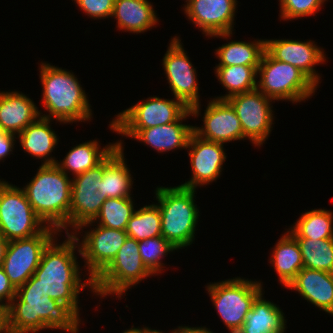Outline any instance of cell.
<instances>
[{"instance_id":"1","label":"cell","mask_w":333,"mask_h":333,"mask_svg":"<svg viewBox=\"0 0 333 333\" xmlns=\"http://www.w3.org/2000/svg\"><path fill=\"white\" fill-rule=\"evenodd\" d=\"M66 235L67 239L62 244L55 243V239L48 244L34 275L16 291L48 294L51 299L68 305L79 316L78 295L86 286H90L94 293V282L91 278L81 282L80 266L74 254L76 248L80 249V239L72 233Z\"/></svg>"},{"instance_id":"2","label":"cell","mask_w":333,"mask_h":333,"mask_svg":"<svg viewBox=\"0 0 333 333\" xmlns=\"http://www.w3.org/2000/svg\"><path fill=\"white\" fill-rule=\"evenodd\" d=\"M79 318L68 305L38 291H16L8 306L10 333H36L50 328L78 333Z\"/></svg>"},{"instance_id":"3","label":"cell","mask_w":333,"mask_h":333,"mask_svg":"<svg viewBox=\"0 0 333 333\" xmlns=\"http://www.w3.org/2000/svg\"><path fill=\"white\" fill-rule=\"evenodd\" d=\"M72 180L57 165H41L23 188L36 215L61 232L70 227Z\"/></svg>"},{"instance_id":"4","label":"cell","mask_w":333,"mask_h":333,"mask_svg":"<svg viewBox=\"0 0 333 333\" xmlns=\"http://www.w3.org/2000/svg\"><path fill=\"white\" fill-rule=\"evenodd\" d=\"M40 65L43 107L49 112L48 115L40 116L50 120L54 118L60 123L90 120L91 105L73 72L49 63L43 62Z\"/></svg>"},{"instance_id":"5","label":"cell","mask_w":333,"mask_h":333,"mask_svg":"<svg viewBox=\"0 0 333 333\" xmlns=\"http://www.w3.org/2000/svg\"><path fill=\"white\" fill-rule=\"evenodd\" d=\"M156 204L161 214L162 236L176 249L190 246L194 239L199 210L194 203L195 189L182 186L158 187Z\"/></svg>"},{"instance_id":"6","label":"cell","mask_w":333,"mask_h":333,"mask_svg":"<svg viewBox=\"0 0 333 333\" xmlns=\"http://www.w3.org/2000/svg\"><path fill=\"white\" fill-rule=\"evenodd\" d=\"M258 74L257 89L272 100L301 102L317 89V85L299 68L274 59L266 50Z\"/></svg>"},{"instance_id":"7","label":"cell","mask_w":333,"mask_h":333,"mask_svg":"<svg viewBox=\"0 0 333 333\" xmlns=\"http://www.w3.org/2000/svg\"><path fill=\"white\" fill-rule=\"evenodd\" d=\"M214 307L230 333H237L245 322L255 298L261 293V282L233 278L207 286Z\"/></svg>"},{"instance_id":"8","label":"cell","mask_w":333,"mask_h":333,"mask_svg":"<svg viewBox=\"0 0 333 333\" xmlns=\"http://www.w3.org/2000/svg\"><path fill=\"white\" fill-rule=\"evenodd\" d=\"M153 273L145 266L140 257L138 241L127 237L109 266L93 281L95 295L101 297L115 295L121 298L129 287Z\"/></svg>"},{"instance_id":"9","label":"cell","mask_w":333,"mask_h":333,"mask_svg":"<svg viewBox=\"0 0 333 333\" xmlns=\"http://www.w3.org/2000/svg\"><path fill=\"white\" fill-rule=\"evenodd\" d=\"M43 224L24 190L5 181L0 187V233L8 241L28 238L39 234Z\"/></svg>"},{"instance_id":"10","label":"cell","mask_w":333,"mask_h":333,"mask_svg":"<svg viewBox=\"0 0 333 333\" xmlns=\"http://www.w3.org/2000/svg\"><path fill=\"white\" fill-rule=\"evenodd\" d=\"M58 232L57 229L46 226L32 237L9 241L2 267L15 289L34 275L43 251Z\"/></svg>"},{"instance_id":"11","label":"cell","mask_w":333,"mask_h":333,"mask_svg":"<svg viewBox=\"0 0 333 333\" xmlns=\"http://www.w3.org/2000/svg\"><path fill=\"white\" fill-rule=\"evenodd\" d=\"M103 174L104 160L72 179L70 225L74 231L85 223L93 222L107 199Z\"/></svg>"},{"instance_id":"12","label":"cell","mask_w":333,"mask_h":333,"mask_svg":"<svg viewBox=\"0 0 333 333\" xmlns=\"http://www.w3.org/2000/svg\"><path fill=\"white\" fill-rule=\"evenodd\" d=\"M178 38H172L163 58V67L174 97L191 109L192 116L196 117L200 111L196 70Z\"/></svg>"},{"instance_id":"13","label":"cell","mask_w":333,"mask_h":333,"mask_svg":"<svg viewBox=\"0 0 333 333\" xmlns=\"http://www.w3.org/2000/svg\"><path fill=\"white\" fill-rule=\"evenodd\" d=\"M235 109L241 122L243 135L255 146L264 143L271 132L273 124L272 99L258 89L233 95L226 99Z\"/></svg>"},{"instance_id":"14","label":"cell","mask_w":333,"mask_h":333,"mask_svg":"<svg viewBox=\"0 0 333 333\" xmlns=\"http://www.w3.org/2000/svg\"><path fill=\"white\" fill-rule=\"evenodd\" d=\"M149 97L120 112L115 129H146L179 120L189 108L180 100Z\"/></svg>"},{"instance_id":"15","label":"cell","mask_w":333,"mask_h":333,"mask_svg":"<svg viewBox=\"0 0 333 333\" xmlns=\"http://www.w3.org/2000/svg\"><path fill=\"white\" fill-rule=\"evenodd\" d=\"M85 233L77 251L85 259L89 278L94 281L116 257L128 235L125 230L110 229L101 225Z\"/></svg>"},{"instance_id":"16","label":"cell","mask_w":333,"mask_h":333,"mask_svg":"<svg viewBox=\"0 0 333 333\" xmlns=\"http://www.w3.org/2000/svg\"><path fill=\"white\" fill-rule=\"evenodd\" d=\"M237 0H190L185 14L198 28L210 37H230Z\"/></svg>"},{"instance_id":"17","label":"cell","mask_w":333,"mask_h":333,"mask_svg":"<svg viewBox=\"0 0 333 333\" xmlns=\"http://www.w3.org/2000/svg\"><path fill=\"white\" fill-rule=\"evenodd\" d=\"M223 144L200 138L194 132L191 134L187 148L190 150L192 178L180 186L195 189L215 181L221 174L226 160Z\"/></svg>"},{"instance_id":"18","label":"cell","mask_w":333,"mask_h":333,"mask_svg":"<svg viewBox=\"0 0 333 333\" xmlns=\"http://www.w3.org/2000/svg\"><path fill=\"white\" fill-rule=\"evenodd\" d=\"M203 123V127L193 128V132L202 139L221 144L246 140L236 111L227 100H211L204 112Z\"/></svg>"},{"instance_id":"19","label":"cell","mask_w":333,"mask_h":333,"mask_svg":"<svg viewBox=\"0 0 333 333\" xmlns=\"http://www.w3.org/2000/svg\"><path fill=\"white\" fill-rule=\"evenodd\" d=\"M192 116L189 109L179 120L165 125L146 129H115L114 119L110 123V129L123 136L132 137L150 145L158 152H167L176 148H186L194 126L182 124L188 116Z\"/></svg>"},{"instance_id":"20","label":"cell","mask_w":333,"mask_h":333,"mask_svg":"<svg viewBox=\"0 0 333 333\" xmlns=\"http://www.w3.org/2000/svg\"><path fill=\"white\" fill-rule=\"evenodd\" d=\"M265 50L276 60L289 63L304 72L316 85L320 77L316 73V64L325 62L324 51L314 42L297 40H266Z\"/></svg>"},{"instance_id":"21","label":"cell","mask_w":333,"mask_h":333,"mask_svg":"<svg viewBox=\"0 0 333 333\" xmlns=\"http://www.w3.org/2000/svg\"><path fill=\"white\" fill-rule=\"evenodd\" d=\"M286 288L333 315V273L303 267Z\"/></svg>"},{"instance_id":"22","label":"cell","mask_w":333,"mask_h":333,"mask_svg":"<svg viewBox=\"0 0 333 333\" xmlns=\"http://www.w3.org/2000/svg\"><path fill=\"white\" fill-rule=\"evenodd\" d=\"M37 108L23 93L0 92V130L20 134L40 116Z\"/></svg>"},{"instance_id":"23","label":"cell","mask_w":333,"mask_h":333,"mask_svg":"<svg viewBox=\"0 0 333 333\" xmlns=\"http://www.w3.org/2000/svg\"><path fill=\"white\" fill-rule=\"evenodd\" d=\"M49 124L50 119L39 116L17 136L24 151L37 159H45L42 165H54L58 161L49 157L58 144L57 135Z\"/></svg>"},{"instance_id":"24","label":"cell","mask_w":333,"mask_h":333,"mask_svg":"<svg viewBox=\"0 0 333 333\" xmlns=\"http://www.w3.org/2000/svg\"><path fill=\"white\" fill-rule=\"evenodd\" d=\"M112 16L120 30L142 33L157 24L158 17L148 0H115Z\"/></svg>"},{"instance_id":"25","label":"cell","mask_w":333,"mask_h":333,"mask_svg":"<svg viewBox=\"0 0 333 333\" xmlns=\"http://www.w3.org/2000/svg\"><path fill=\"white\" fill-rule=\"evenodd\" d=\"M262 292L255 298L251 311L237 333H284V313L271 301H266Z\"/></svg>"},{"instance_id":"26","label":"cell","mask_w":333,"mask_h":333,"mask_svg":"<svg viewBox=\"0 0 333 333\" xmlns=\"http://www.w3.org/2000/svg\"><path fill=\"white\" fill-rule=\"evenodd\" d=\"M121 140L117 147L104 159L103 180L106 198L131 197L132 176L124 159Z\"/></svg>"},{"instance_id":"27","label":"cell","mask_w":333,"mask_h":333,"mask_svg":"<svg viewBox=\"0 0 333 333\" xmlns=\"http://www.w3.org/2000/svg\"><path fill=\"white\" fill-rule=\"evenodd\" d=\"M270 263L285 288L304 267L302 254L297 240L287 231L277 242Z\"/></svg>"},{"instance_id":"28","label":"cell","mask_w":333,"mask_h":333,"mask_svg":"<svg viewBox=\"0 0 333 333\" xmlns=\"http://www.w3.org/2000/svg\"><path fill=\"white\" fill-rule=\"evenodd\" d=\"M99 147L97 140L79 144L69 150L61 163L57 161L55 165L66 175L68 171L73 172L74 176L82 174L100 164L117 147V143H111L102 149Z\"/></svg>"},{"instance_id":"29","label":"cell","mask_w":333,"mask_h":333,"mask_svg":"<svg viewBox=\"0 0 333 333\" xmlns=\"http://www.w3.org/2000/svg\"><path fill=\"white\" fill-rule=\"evenodd\" d=\"M215 72L219 82L229 91L224 96L216 97L218 100L257 89L258 66H217Z\"/></svg>"},{"instance_id":"30","label":"cell","mask_w":333,"mask_h":333,"mask_svg":"<svg viewBox=\"0 0 333 333\" xmlns=\"http://www.w3.org/2000/svg\"><path fill=\"white\" fill-rule=\"evenodd\" d=\"M265 51V40L254 42L231 41L216 50L220 62L217 66H259Z\"/></svg>"},{"instance_id":"31","label":"cell","mask_w":333,"mask_h":333,"mask_svg":"<svg viewBox=\"0 0 333 333\" xmlns=\"http://www.w3.org/2000/svg\"><path fill=\"white\" fill-rule=\"evenodd\" d=\"M332 214V212L325 209L305 212L288 232L294 238H310L314 240L333 238Z\"/></svg>"},{"instance_id":"32","label":"cell","mask_w":333,"mask_h":333,"mask_svg":"<svg viewBox=\"0 0 333 333\" xmlns=\"http://www.w3.org/2000/svg\"><path fill=\"white\" fill-rule=\"evenodd\" d=\"M305 268L333 273V238H295Z\"/></svg>"},{"instance_id":"33","label":"cell","mask_w":333,"mask_h":333,"mask_svg":"<svg viewBox=\"0 0 333 333\" xmlns=\"http://www.w3.org/2000/svg\"><path fill=\"white\" fill-rule=\"evenodd\" d=\"M134 212L135 210L131 197L107 198L102 204L101 210L95 220L81 225L75 233L72 232V234L77 235V231L79 232V229L84 228V226H87L88 224L94 223L96 219L97 221H100L97 224L103 227L126 230L128 221Z\"/></svg>"},{"instance_id":"34","label":"cell","mask_w":333,"mask_h":333,"mask_svg":"<svg viewBox=\"0 0 333 333\" xmlns=\"http://www.w3.org/2000/svg\"><path fill=\"white\" fill-rule=\"evenodd\" d=\"M128 237L137 241L162 235L161 214L156 204L146 205L135 211L126 227Z\"/></svg>"},{"instance_id":"35","label":"cell","mask_w":333,"mask_h":333,"mask_svg":"<svg viewBox=\"0 0 333 333\" xmlns=\"http://www.w3.org/2000/svg\"><path fill=\"white\" fill-rule=\"evenodd\" d=\"M138 246L143 263L155 275L163 270L162 257L167 255L168 252L177 250L162 235L138 241Z\"/></svg>"},{"instance_id":"36","label":"cell","mask_w":333,"mask_h":333,"mask_svg":"<svg viewBox=\"0 0 333 333\" xmlns=\"http://www.w3.org/2000/svg\"><path fill=\"white\" fill-rule=\"evenodd\" d=\"M280 18L290 20L314 15L326 0H279Z\"/></svg>"},{"instance_id":"37","label":"cell","mask_w":333,"mask_h":333,"mask_svg":"<svg viewBox=\"0 0 333 333\" xmlns=\"http://www.w3.org/2000/svg\"><path fill=\"white\" fill-rule=\"evenodd\" d=\"M79 8L94 19L112 17L115 0H74Z\"/></svg>"},{"instance_id":"38","label":"cell","mask_w":333,"mask_h":333,"mask_svg":"<svg viewBox=\"0 0 333 333\" xmlns=\"http://www.w3.org/2000/svg\"><path fill=\"white\" fill-rule=\"evenodd\" d=\"M16 295V289L10 283L8 276L5 274L3 267H0V304L9 306ZM6 300V301H5ZM4 301L6 303H4Z\"/></svg>"},{"instance_id":"39","label":"cell","mask_w":333,"mask_h":333,"mask_svg":"<svg viewBox=\"0 0 333 333\" xmlns=\"http://www.w3.org/2000/svg\"><path fill=\"white\" fill-rule=\"evenodd\" d=\"M16 138L15 134L4 132L0 130V160L4 159L13 150L14 141Z\"/></svg>"},{"instance_id":"40","label":"cell","mask_w":333,"mask_h":333,"mask_svg":"<svg viewBox=\"0 0 333 333\" xmlns=\"http://www.w3.org/2000/svg\"><path fill=\"white\" fill-rule=\"evenodd\" d=\"M0 333H10L8 329V307L0 304Z\"/></svg>"},{"instance_id":"41","label":"cell","mask_w":333,"mask_h":333,"mask_svg":"<svg viewBox=\"0 0 333 333\" xmlns=\"http://www.w3.org/2000/svg\"><path fill=\"white\" fill-rule=\"evenodd\" d=\"M172 333H213L212 331L208 330V328L204 327H178V329H174Z\"/></svg>"},{"instance_id":"42","label":"cell","mask_w":333,"mask_h":333,"mask_svg":"<svg viewBox=\"0 0 333 333\" xmlns=\"http://www.w3.org/2000/svg\"><path fill=\"white\" fill-rule=\"evenodd\" d=\"M8 245L9 241L0 233V267L3 265Z\"/></svg>"},{"instance_id":"43","label":"cell","mask_w":333,"mask_h":333,"mask_svg":"<svg viewBox=\"0 0 333 333\" xmlns=\"http://www.w3.org/2000/svg\"><path fill=\"white\" fill-rule=\"evenodd\" d=\"M141 333H162V331L160 332V330H155V329H150L148 327H144V328H141Z\"/></svg>"},{"instance_id":"44","label":"cell","mask_w":333,"mask_h":333,"mask_svg":"<svg viewBox=\"0 0 333 333\" xmlns=\"http://www.w3.org/2000/svg\"><path fill=\"white\" fill-rule=\"evenodd\" d=\"M123 333H141V328L138 329V328L132 327L129 330H125Z\"/></svg>"},{"instance_id":"45","label":"cell","mask_w":333,"mask_h":333,"mask_svg":"<svg viewBox=\"0 0 333 333\" xmlns=\"http://www.w3.org/2000/svg\"><path fill=\"white\" fill-rule=\"evenodd\" d=\"M4 182H5V181H1V180H0V187L2 186V184H3Z\"/></svg>"}]
</instances>
